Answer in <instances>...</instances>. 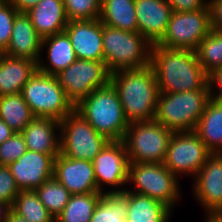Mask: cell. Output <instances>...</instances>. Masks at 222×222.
I'll return each instance as SVG.
<instances>
[{
	"label": "cell",
	"mask_w": 222,
	"mask_h": 222,
	"mask_svg": "<svg viewBox=\"0 0 222 222\" xmlns=\"http://www.w3.org/2000/svg\"><path fill=\"white\" fill-rule=\"evenodd\" d=\"M196 54L202 69L207 74L222 66V32L211 29L200 42Z\"/></svg>",
	"instance_id": "32"
},
{
	"label": "cell",
	"mask_w": 222,
	"mask_h": 222,
	"mask_svg": "<svg viewBox=\"0 0 222 222\" xmlns=\"http://www.w3.org/2000/svg\"><path fill=\"white\" fill-rule=\"evenodd\" d=\"M75 110L110 141H123L129 123L116 89L110 82L82 99Z\"/></svg>",
	"instance_id": "3"
},
{
	"label": "cell",
	"mask_w": 222,
	"mask_h": 222,
	"mask_svg": "<svg viewBox=\"0 0 222 222\" xmlns=\"http://www.w3.org/2000/svg\"><path fill=\"white\" fill-rule=\"evenodd\" d=\"M210 30L209 5L204 9L189 12L172 11L166 32L156 45L168 49L196 51Z\"/></svg>",
	"instance_id": "10"
},
{
	"label": "cell",
	"mask_w": 222,
	"mask_h": 222,
	"mask_svg": "<svg viewBox=\"0 0 222 222\" xmlns=\"http://www.w3.org/2000/svg\"><path fill=\"white\" fill-rule=\"evenodd\" d=\"M193 180V198L205 215L222 214V154L213 153Z\"/></svg>",
	"instance_id": "14"
},
{
	"label": "cell",
	"mask_w": 222,
	"mask_h": 222,
	"mask_svg": "<svg viewBox=\"0 0 222 222\" xmlns=\"http://www.w3.org/2000/svg\"><path fill=\"white\" fill-rule=\"evenodd\" d=\"M209 90L160 92L155 120L172 132H190L210 101Z\"/></svg>",
	"instance_id": "5"
},
{
	"label": "cell",
	"mask_w": 222,
	"mask_h": 222,
	"mask_svg": "<svg viewBox=\"0 0 222 222\" xmlns=\"http://www.w3.org/2000/svg\"><path fill=\"white\" fill-rule=\"evenodd\" d=\"M72 43L77 59L104 61L102 22L93 20H71L64 31Z\"/></svg>",
	"instance_id": "17"
},
{
	"label": "cell",
	"mask_w": 222,
	"mask_h": 222,
	"mask_svg": "<svg viewBox=\"0 0 222 222\" xmlns=\"http://www.w3.org/2000/svg\"><path fill=\"white\" fill-rule=\"evenodd\" d=\"M207 81L210 98L222 102V66L210 71Z\"/></svg>",
	"instance_id": "37"
},
{
	"label": "cell",
	"mask_w": 222,
	"mask_h": 222,
	"mask_svg": "<svg viewBox=\"0 0 222 222\" xmlns=\"http://www.w3.org/2000/svg\"><path fill=\"white\" fill-rule=\"evenodd\" d=\"M71 195L100 192L92 161L68 158L61 153L54 161V176Z\"/></svg>",
	"instance_id": "16"
},
{
	"label": "cell",
	"mask_w": 222,
	"mask_h": 222,
	"mask_svg": "<svg viewBox=\"0 0 222 222\" xmlns=\"http://www.w3.org/2000/svg\"><path fill=\"white\" fill-rule=\"evenodd\" d=\"M172 11L189 12L204 9L208 6L209 0H166Z\"/></svg>",
	"instance_id": "38"
},
{
	"label": "cell",
	"mask_w": 222,
	"mask_h": 222,
	"mask_svg": "<svg viewBox=\"0 0 222 222\" xmlns=\"http://www.w3.org/2000/svg\"><path fill=\"white\" fill-rule=\"evenodd\" d=\"M100 192H124L128 182V154L123 141H110L93 159ZM109 186V187H108ZM106 188V189H105Z\"/></svg>",
	"instance_id": "13"
},
{
	"label": "cell",
	"mask_w": 222,
	"mask_h": 222,
	"mask_svg": "<svg viewBox=\"0 0 222 222\" xmlns=\"http://www.w3.org/2000/svg\"><path fill=\"white\" fill-rule=\"evenodd\" d=\"M173 132L155 119L129 123L123 142L128 161L164 163Z\"/></svg>",
	"instance_id": "8"
},
{
	"label": "cell",
	"mask_w": 222,
	"mask_h": 222,
	"mask_svg": "<svg viewBox=\"0 0 222 222\" xmlns=\"http://www.w3.org/2000/svg\"><path fill=\"white\" fill-rule=\"evenodd\" d=\"M4 222H29L11 211Z\"/></svg>",
	"instance_id": "44"
},
{
	"label": "cell",
	"mask_w": 222,
	"mask_h": 222,
	"mask_svg": "<svg viewBox=\"0 0 222 222\" xmlns=\"http://www.w3.org/2000/svg\"><path fill=\"white\" fill-rule=\"evenodd\" d=\"M173 211L149 196L128 191L127 222H170Z\"/></svg>",
	"instance_id": "25"
},
{
	"label": "cell",
	"mask_w": 222,
	"mask_h": 222,
	"mask_svg": "<svg viewBox=\"0 0 222 222\" xmlns=\"http://www.w3.org/2000/svg\"><path fill=\"white\" fill-rule=\"evenodd\" d=\"M13 133L14 131L8 126V124L0 119V144L9 139Z\"/></svg>",
	"instance_id": "41"
},
{
	"label": "cell",
	"mask_w": 222,
	"mask_h": 222,
	"mask_svg": "<svg viewBox=\"0 0 222 222\" xmlns=\"http://www.w3.org/2000/svg\"><path fill=\"white\" fill-rule=\"evenodd\" d=\"M18 13L10 2H0V53L9 45L13 20Z\"/></svg>",
	"instance_id": "35"
},
{
	"label": "cell",
	"mask_w": 222,
	"mask_h": 222,
	"mask_svg": "<svg viewBox=\"0 0 222 222\" xmlns=\"http://www.w3.org/2000/svg\"><path fill=\"white\" fill-rule=\"evenodd\" d=\"M128 191L105 192L96 205L90 222H127Z\"/></svg>",
	"instance_id": "27"
},
{
	"label": "cell",
	"mask_w": 222,
	"mask_h": 222,
	"mask_svg": "<svg viewBox=\"0 0 222 222\" xmlns=\"http://www.w3.org/2000/svg\"><path fill=\"white\" fill-rule=\"evenodd\" d=\"M55 76L74 106L110 82V73L104 61L77 59Z\"/></svg>",
	"instance_id": "11"
},
{
	"label": "cell",
	"mask_w": 222,
	"mask_h": 222,
	"mask_svg": "<svg viewBox=\"0 0 222 222\" xmlns=\"http://www.w3.org/2000/svg\"><path fill=\"white\" fill-rule=\"evenodd\" d=\"M41 50V55L44 50L47 52H44L45 61V56H40L42 58L37 63L38 71L45 74L55 76L77 60L72 43L65 32L42 38Z\"/></svg>",
	"instance_id": "21"
},
{
	"label": "cell",
	"mask_w": 222,
	"mask_h": 222,
	"mask_svg": "<svg viewBox=\"0 0 222 222\" xmlns=\"http://www.w3.org/2000/svg\"><path fill=\"white\" fill-rule=\"evenodd\" d=\"M12 211V205L0 201V222H4Z\"/></svg>",
	"instance_id": "42"
},
{
	"label": "cell",
	"mask_w": 222,
	"mask_h": 222,
	"mask_svg": "<svg viewBox=\"0 0 222 222\" xmlns=\"http://www.w3.org/2000/svg\"><path fill=\"white\" fill-rule=\"evenodd\" d=\"M204 222H222V214H204Z\"/></svg>",
	"instance_id": "43"
},
{
	"label": "cell",
	"mask_w": 222,
	"mask_h": 222,
	"mask_svg": "<svg viewBox=\"0 0 222 222\" xmlns=\"http://www.w3.org/2000/svg\"><path fill=\"white\" fill-rule=\"evenodd\" d=\"M38 70L37 62L0 53V96L21 93L23 86Z\"/></svg>",
	"instance_id": "23"
},
{
	"label": "cell",
	"mask_w": 222,
	"mask_h": 222,
	"mask_svg": "<svg viewBox=\"0 0 222 222\" xmlns=\"http://www.w3.org/2000/svg\"><path fill=\"white\" fill-rule=\"evenodd\" d=\"M19 191L8 166L0 165V201L13 205Z\"/></svg>",
	"instance_id": "36"
},
{
	"label": "cell",
	"mask_w": 222,
	"mask_h": 222,
	"mask_svg": "<svg viewBox=\"0 0 222 222\" xmlns=\"http://www.w3.org/2000/svg\"><path fill=\"white\" fill-rule=\"evenodd\" d=\"M21 94L35 117L61 121L75 109L56 76L38 70L23 86Z\"/></svg>",
	"instance_id": "7"
},
{
	"label": "cell",
	"mask_w": 222,
	"mask_h": 222,
	"mask_svg": "<svg viewBox=\"0 0 222 222\" xmlns=\"http://www.w3.org/2000/svg\"><path fill=\"white\" fill-rule=\"evenodd\" d=\"M12 211L29 222H55L35 190H20L12 205Z\"/></svg>",
	"instance_id": "30"
},
{
	"label": "cell",
	"mask_w": 222,
	"mask_h": 222,
	"mask_svg": "<svg viewBox=\"0 0 222 222\" xmlns=\"http://www.w3.org/2000/svg\"><path fill=\"white\" fill-rule=\"evenodd\" d=\"M138 32L157 44L166 32L172 8L166 0H135Z\"/></svg>",
	"instance_id": "18"
},
{
	"label": "cell",
	"mask_w": 222,
	"mask_h": 222,
	"mask_svg": "<svg viewBox=\"0 0 222 222\" xmlns=\"http://www.w3.org/2000/svg\"><path fill=\"white\" fill-rule=\"evenodd\" d=\"M211 29L222 32V0H209Z\"/></svg>",
	"instance_id": "39"
},
{
	"label": "cell",
	"mask_w": 222,
	"mask_h": 222,
	"mask_svg": "<svg viewBox=\"0 0 222 222\" xmlns=\"http://www.w3.org/2000/svg\"><path fill=\"white\" fill-rule=\"evenodd\" d=\"M68 20L99 19L101 0H63Z\"/></svg>",
	"instance_id": "33"
},
{
	"label": "cell",
	"mask_w": 222,
	"mask_h": 222,
	"mask_svg": "<svg viewBox=\"0 0 222 222\" xmlns=\"http://www.w3.org/2000/svg\"><path fill=\"white\" fill-rule=\"evenodd\" d=\"M194 132L212 153L222 154V102L210 99Z\"/></svg>",
	"instance_id": "24"
},
{
	"label": "cell",
	"mask_w": 222,
	"mask_h": 222,
	"mask_svg": "<svg viewBox=\"0 0 222 222\" xmlns=\"http://www.w3.org/2000/svg\"><path fill=\"white\" fill-rule=\"evenodd\" d=\"M42 37L26 13H18L13 20L11 38L3 52L10 57L27 58L38 63L41 58Z\"/></svg>",
	"instance_id": "19"
},
{
	"label": "cell",
	"mask_w": 222,
	"mask_h": 222,
	"mask_svg": "<svg viewBox=\"0 0 222 222\" xmlns=\"http://www.w3.org/2000/svg\"><path fill=\"white\" fill-rule=\"evenodd\" d=\"M21 134L28 150L51 156L60 154V121L35 117Z\"/></svg>",
	"instance_id": "20"
},
{
	"label": "cell",
	"mask_w": 222,
	"mask_h": 222,
	"mask_svg": "<svg viewBox=\"0 0 222 222\" xmlns=\"http://www.w3.org/2000/svg\"><path fill=\"white\" fill-rule=\"evenodd\" d=\"M57 156L27 150L8 168L20 190H35L54 176V161Z\"/></svg>",
	"instance_id": "15"
},
{
	"label": "cell",
	"mask_w": 222,
	"mask_h": 222,
	"mask_svg": "<svg viewBox=\"0 0 222 222\" xmlns=\"http://www.w3.org/2000/svg\"><path fill=\"white\" fill-rule=\"evenodd\" d=\"M26 14L42 38L64 32L69 22L63 0H40Z\"/></svg>",
	"instance_id": "22"
},
{
	"label": "cell",
	"mask_w": 222,
	"mask_h": 222,
	"mask_svg": "<svg viewBox=\"0 0 222 222\" xmlns=\"http://www.w3.org/2000/svg\"><path fill=\"white\" fill-rule=\"evenodd\" d=\"M27 150L22 134L14 132L9 139L0 144V165L8 166L17 161Z\"/></svg>",
	"instance_id": "34"
},
{
	"label": "cell",
	"mask_w": 222,
	"mask_h": 222,
	"mask_svg": "<svg viewBox=\"0 0 222 222\" xmlns=\"http://www.w3.org/2000/svg\"><path fill=\"white\" fill-rule=\"evenodd\" d=\"M212 154L194 131L173 132L163 164L179 179L194 178Z\"/></svg>",
	"instance_id": "12"
},
{
	"label": "cell",
	"mask_w": 222,
	"mask_h": 222,
	"mask_svg": "<svg viewBox=\"0 0 222 222\" xmlns=\"http://www.w3.org/2000/svg\"><path fill=\"white\" fill-rule=\"evenodd\" d=\"M40 0H10L9 2L19 13H26L36 6Z\"/></svg>",
	"instance_id": "40"
},
{
	"label": "cell",
	"mask_w": 222,
	"mask_h": 222,
	"mask_svg": "<svg viewBox=\"0 0 222 222\" xmlns=\"http://www.w3.org/2000/svg\"><path fill=\"white\" fill-rule=\"evenodd\" d=\"M109 142L75 109L60 121V153L68 158L93 161Z\"/></svg>",
	"instance_id": "9"
},
{
	"label": "cell",
	"mask_w": 222,
	"mask_h": 222,
	"mask_svg": "<svg viewBox=\"0 0 222 222\" xmlns=\"http://www.w3.org/2000/svg\"><path fill=\"white\" fill-rule=\"evenodd\" d=\"M102 24L129 32H138L135 0H101Z\"/></svg>",
	"instance_id": "26"
},
{
	"label": "cell",
	"mask_w": 222,
	"mask_h": 222,
	"mask_svg": "<svg viewBox=\"0 0 222 222\" xmlns=\"http://www.w3.org/2000/svg\"><path fill=\"white\" fill-rule=\"evenodd\" d=\"M35 116L21 93L0 96V119L16 133H21Z\"/></svg>",
	"instance_id": "28"
},
{
	"label": "cell",
	"mask_w": 222,
	"mask_h": 222,
	"mask_svg": "<svg viewBox=\"0 0 222 222\" xmlns=\"http://www.w3.org/2000/svg\"><path fill=\"white\" fill-rule=\"evenodd\" d=\"M104 62L110 74L150 65L152 45L139 33L102 24Z\"/></svg>",
	"instance_id": "4"
},
{
	"label": "cell",
	"mask_w": 222,
	"mask_h": 222,
	"mask_svg": "<svg viewBox=\"0 0 222 222\" xmlns=\"http://www.w3.org/2000/svg\"><path fill=\"white\" fill-rule=\"evenodd\" d=\"M35 191L54 219L62 213L71 196L70 192L54 177L37 187Z\"/></svg>",
	"instance_id": "31"
},
{
	"label": "cell",
	"mask_w": 222,
	"mask_h": 222,
	"mask_svg": "<svg viewBox=\"0 0 222 222\" xmlns=\"http://www.w3.org/2000/svg\"><path fill=\"white\" fill-rule=\"evenodd\" d=\"M102 192L71 195L55 222H90Z\"/></svg>",
	"instance_id": "29"
},
{
	"label": "cell",
	"mask_w": 222,
	"mask_h": 222,
	"mask_svg": "<svg viewBox=\"0 0 222 222\" xmlns=\"http://www.w3.org/2000/svg\"><path fill=\"white\" fill-rule=\"evenodd\" d=\"M128 123L155 119L159 89L156 75L149 65L110 74Z\"/></svg>",
	"instance_id": "2"
},
{
	"label": "cell",
	"mask_w": 222,
	"mask_h": 222,
	"mask_svg": "<svg viewBox=\"0 0 222 222\" xmlns=\"http://www.w3.org/2000/svg\"><path fill=\"white\" fill-rule=\"evenodd\" d=\"M10 0H0V2H9Z\"/></svg>",
	"instance_id": "45"
},
{
	"label": "cell",
	"mask_w": 222,
	"mask_h": 222,
	"mask_svg": "<svg viewBox=\"0 0 222 222\" xmlns=\"http://www.w3.org/2000/svg\"><path fill=\"white\" fill-rule=\"evenodd\" d=\"M179 180L163 163L129 162L127 184L130 189L127 187L126 190L149 196L174 211L175 204L182 199Z\"/></svg>",
	"instance_id": "6"
},
{
	"label": "cell",
	"mask_w": 222,
	"mask_h": 222,
	"mask_svg": "<svg viewBox=\"0 0 222 222\" xmlns=\"http://www.w3.org/2000/svg\"><path fill=\"white\" fill-rule=\"evenodd\" d=\"M150 66L155 72L159 92L208 90L207 73L202 69L196 51L154 44Z\"/></svg>",
	"instance_id": "1"
}]
</instances>
